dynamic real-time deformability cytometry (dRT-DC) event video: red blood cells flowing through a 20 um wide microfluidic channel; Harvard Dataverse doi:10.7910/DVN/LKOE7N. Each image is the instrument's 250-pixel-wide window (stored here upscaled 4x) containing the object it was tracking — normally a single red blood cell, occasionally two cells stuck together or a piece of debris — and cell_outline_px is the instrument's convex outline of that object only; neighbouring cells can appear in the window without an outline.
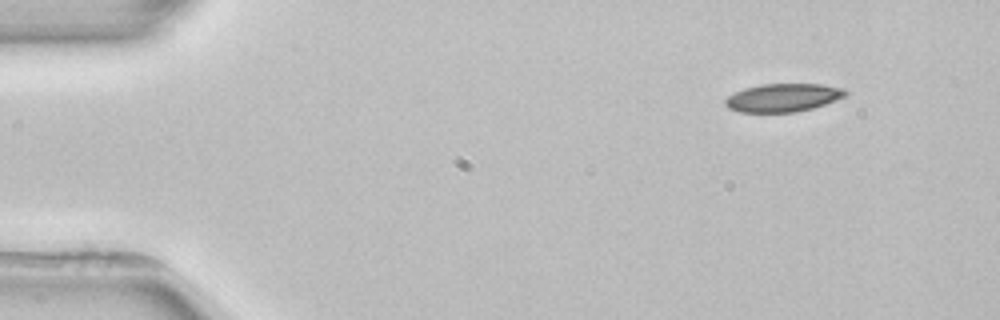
{"species": "common noctule bat (a hibernating species)", "species_latin": "Nyctalus noctula", "temperature_condition": "room temperature", "stored_images_in_passage": 3, "camera_frame_rate_fps": 3000, "um_per_image_px": 0.085, "animal": {"sex": "female", "body_mass_g": 22.7, "forearm_length_mm": 54.2}, "frame": {"image": 1, "passage_image": 1, "time_ms": 0.0, "image_size_px": [1000, 320], "cell_outline_px": [[848, 96], [812, 108], [796, 112], [740, 112], [728, 108], [724, 104], [724, 100], [728, 96], [744, 88], [760, 84], [820, 84], [844, 88], [848, 92]], "centroid_in_image_um": [66.57, 8.3], "position_along_channel_um": 18.4, "area_um2": 19.83}}
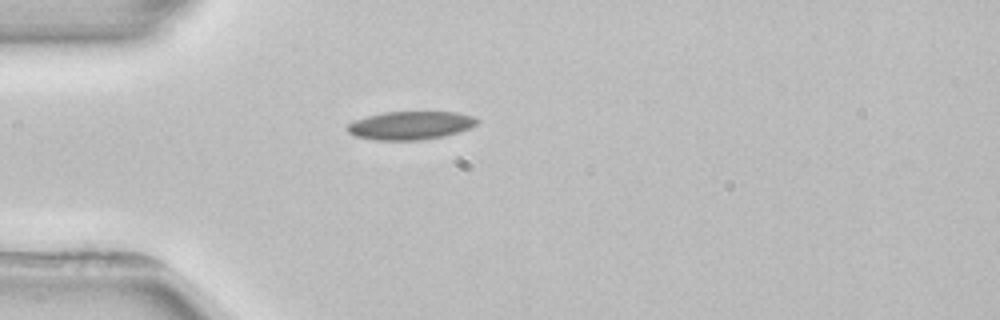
{"frame": {"image": 2, "passage_image": 3, "time_ms": 3.0, "image_size_px": [1000, 320], "cell_outline_px": [[480, 120], [472, 128], [444, 136], [420, 140], [376, 140], [352, 136], [348, 132], [348, 124], [356, 120], [368, 116], [384, 112], [456, 112], [472, 116]], "centroid_in_image_um": [34.91, 10.67], "position_along_channel_um": 50.1, "area_um2": 21.39}}